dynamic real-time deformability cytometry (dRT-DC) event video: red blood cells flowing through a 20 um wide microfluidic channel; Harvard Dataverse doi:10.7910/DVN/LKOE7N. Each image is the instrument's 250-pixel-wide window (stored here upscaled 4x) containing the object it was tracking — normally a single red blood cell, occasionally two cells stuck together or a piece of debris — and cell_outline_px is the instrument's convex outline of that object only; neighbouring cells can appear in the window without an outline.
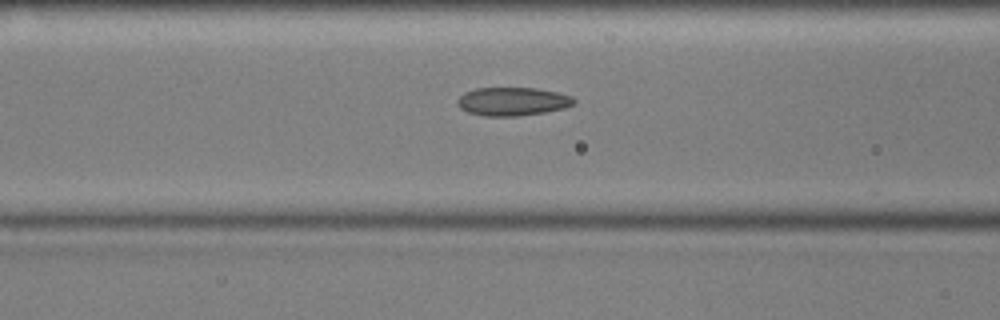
{"species": "common noctule bat (a hibernating species)", "species_latin": "Nyctalus noctula", "temperature_condition": "cold", "stored_images_in_passage": 41, "camera_frame_rate_fps": 3000, "um_per_image_px": 0.085, "animal": {"sex": "male", "body_mass_g": 17.9, "forearm_length_mm": 54.2}, "frame": {"image": 1, "passage_image": 7, "time_ms": 2.0, "image_size_px": [1000, 320], "cell_outline_px": [[576, 104], [564, 108], [544, 112], [520, 116], [484, 116], [468, 112], [460, 108], [456, 104], [456, 100], [464, 92], [476, 88], [536, 88], [556, 92], [572, 96], [576, 100]], "centroid_in_image_um": [43.56, 8.62], "position_along_channel_um": 123.0, "area_um2": 19.42}}
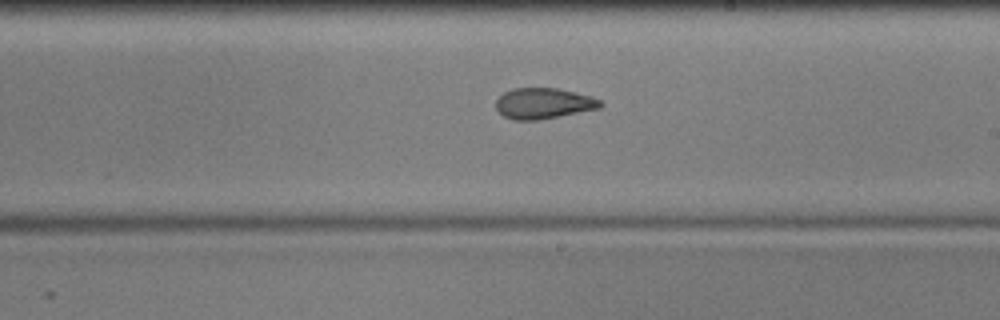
{"frame": {"image": 2, "passage_image": 17, "time_ms": 5.333, "image_size_px": [1000, 320], "cell_outline_px": [[604, 104], [600, 108], [560, 116], [536, 120], [512, 120], [504, 116], [496, 108], [496, 100], [504, 92], [512, 88], [560, 88], [592, 96], [600, 100]], "centroid_in_image_um": [46.21, 8.78], "position_along_channel_um": 242.8, "area_um2": 18.84}}
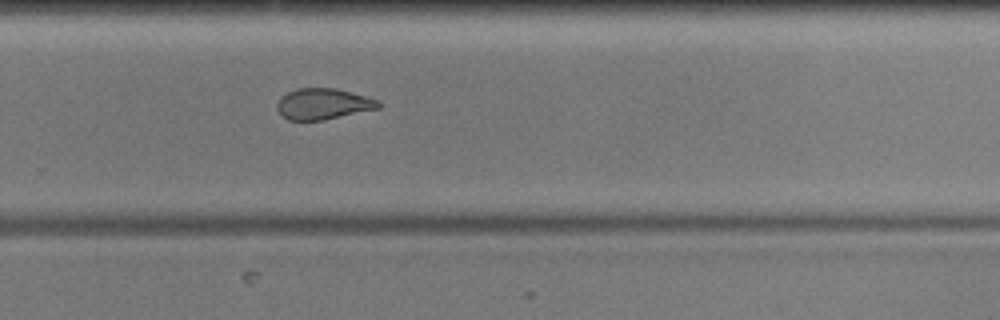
{"frame": {"image": 3, "passage_image": 22, "time_ms": 7.0, "image_size_px": [1000, 320], "cell_outline_px": [[380, 108], [324, 120], [288, 120], [280, 116], [276, 108], [276, 104], [280, 96], [296, 88], [336, 88], [364, 96], [376, 100], [380, 104]], "centroid_in_image_um": [27.39, 8.84], "position_along_channel_um": 302.4, "area_um2": 18.38}, "authors_computed_cell_mechanics": {"area_um2": 19.4208, "velocity_mm_per_s": 3.5889, "shape_relaxation_time_tau1_ms": null, "shape_relaxation_time_tau2_ms": 2.1448, "deformation_change_tau1": null, "deformation_change_tau2": 0.083}}